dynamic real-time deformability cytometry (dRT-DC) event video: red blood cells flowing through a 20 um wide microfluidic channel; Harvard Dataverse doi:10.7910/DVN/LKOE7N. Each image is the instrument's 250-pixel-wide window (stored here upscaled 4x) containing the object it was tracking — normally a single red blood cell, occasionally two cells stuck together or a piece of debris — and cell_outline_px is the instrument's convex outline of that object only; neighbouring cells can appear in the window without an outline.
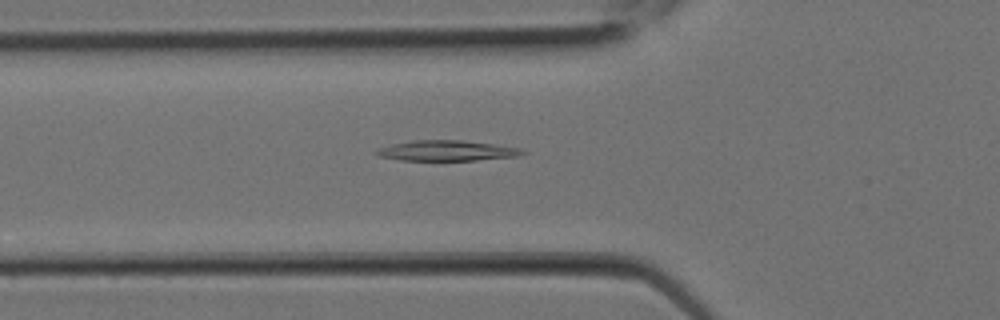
{"species": "Egyptian fruit bat (a non-hibernating species)", "species_latin": "Rousettus aegyptiacus", "temperature_condition": "room temperature", "stored_images_in_passage": 3, "camera_frame_rate_fps": 3000, "um_per_image_px": 0.085, "animal": {"sex": "female"}, "frame": {"image": 1, "passage_image": 3, "time_ms": 0.667, "image_size_px": [1000, 320], "cell_outline_px": [[528, 152], [516, 156], [476, 160], [400, 160], [380, 156], [372, 152], [376, 148], [392, 144], [412, 140], [464, 140], [520, 148]], "centroid_in_image_um": [37.92, 12.8], "position_along_channel_um": 87.9, "area_um2": 17.34}}